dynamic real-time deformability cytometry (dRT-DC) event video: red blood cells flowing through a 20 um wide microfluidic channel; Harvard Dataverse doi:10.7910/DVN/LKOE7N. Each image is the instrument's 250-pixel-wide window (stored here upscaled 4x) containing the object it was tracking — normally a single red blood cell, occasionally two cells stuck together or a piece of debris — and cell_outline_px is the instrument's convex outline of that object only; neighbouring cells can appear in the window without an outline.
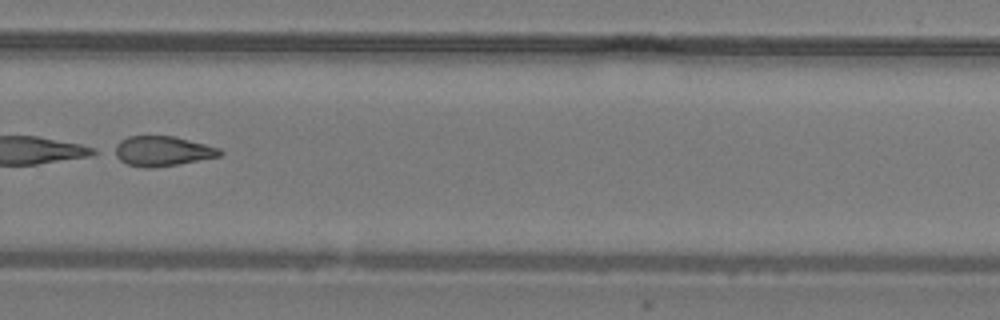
{"species": "common noctule bat (a hibernating species)", "species_latin": "Nyctalus noctula", "temperature_condition": "warm", "stored_images_in_passage": 32, "camera_frame_rate_fps": 3000, "um_per_image_px": 0.085, "animal": {"sex": "male", "body_mass_g": 19.2, "forearm_length_mm": 51.8}, "frame": {"image": 1, "passage_image": 22, "time_ms": 7.0, "image_size_px": [1000, 320], "cell_outline_px": [[224, 152], [220, 156], [176, 164], [152, 168], [144, 168], [128, 164], [120, 160], [108, 152], [108, 148], [120, 140], [128, 136], [172, 136], [220, 148]], "centroid_in_image_um": [13.67, 12.84], "position_along_channel_um": 316.1, "area_um2": 18.61}}